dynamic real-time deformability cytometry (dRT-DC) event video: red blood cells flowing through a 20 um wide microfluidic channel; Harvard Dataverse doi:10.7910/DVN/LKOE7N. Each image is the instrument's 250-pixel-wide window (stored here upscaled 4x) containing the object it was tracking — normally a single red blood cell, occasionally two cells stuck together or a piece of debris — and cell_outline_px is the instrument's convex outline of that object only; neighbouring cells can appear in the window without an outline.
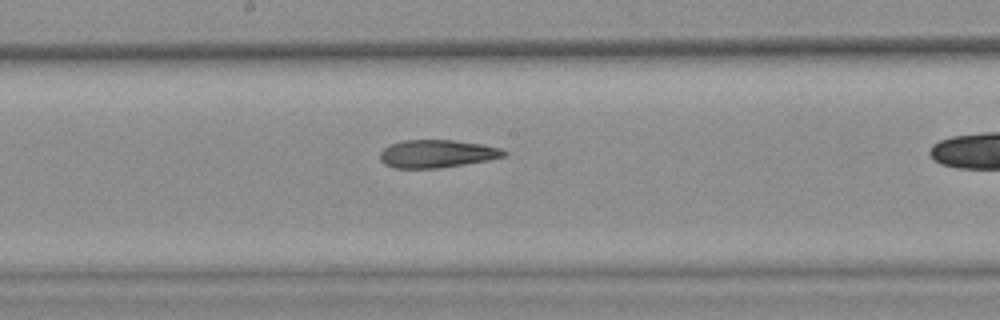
{"species": "common noctule bat (a hibernating species)", "species_latin": "Nyctalus noctula", "temperature_condition": "warm", "stored_images_in_passage": 34, "camera_frame_rate_fps": 3000, "um_per_image_px": 0.085, "animal": {"sex": "female", "body_mass_g": 25.1}, "frame": {"image": 1, "passage_image": 20, "time_ms": 6.333, "image_size_px": [1000, 320], "cell_outline_px": [[508, 152], [504, 156], [488, 160], [440, 168], [396, 168], [384, 164], [380, 160], [380, 152], [384, 148], [392, 144], [404, 140], [456, 140], [484, 144], [500, 148]], "centroid_in_image_um": [37.15, 13.06], "position_along_channel_um": 211.0, "area_um2": 20.11}}